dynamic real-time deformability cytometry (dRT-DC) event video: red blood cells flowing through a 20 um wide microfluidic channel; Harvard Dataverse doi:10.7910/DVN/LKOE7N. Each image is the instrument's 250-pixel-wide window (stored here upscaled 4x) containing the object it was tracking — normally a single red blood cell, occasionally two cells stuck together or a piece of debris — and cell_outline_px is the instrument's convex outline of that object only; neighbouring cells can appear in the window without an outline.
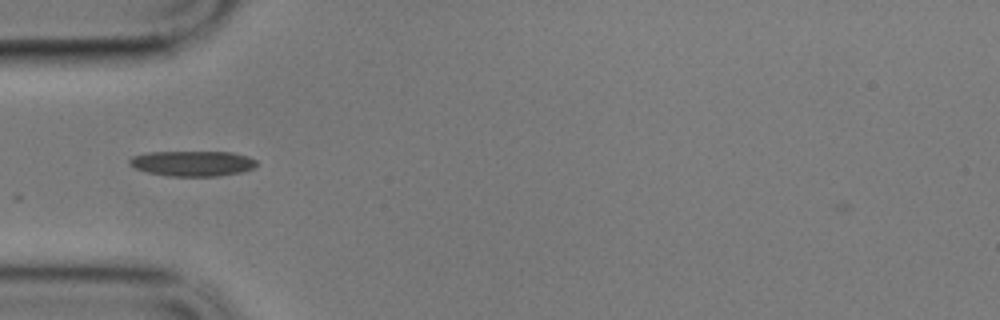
{"species": "common noctule bat (a hibernating species)", "species_latin": "Nyctalus noctula", "temperature_condition": "cold", "stored_images_in_passage": 6, "camera_frame_rate_fps": 3000, "um_per_image_px": 0.085, "animal": {"sex": "male", "body_mass_g": 17.9}, "frame": {"image": 1, "passage_image": 2, "time_ms": 0.333, "image_size_px": [1000, 320], "cell_outline_px": [[256, 164], [252, 168], [240, 172], [216, 176], [168, 176], [148, 172], [136, 168], [128, 164], [128, 160], [132, 156], [148, 152], [232, 152], [248, 156], [256, 160]], "centroid_in_image_um": [16.33, 13.88], "position_along_channel_um": 68.7, "area_um2": 18.67}}
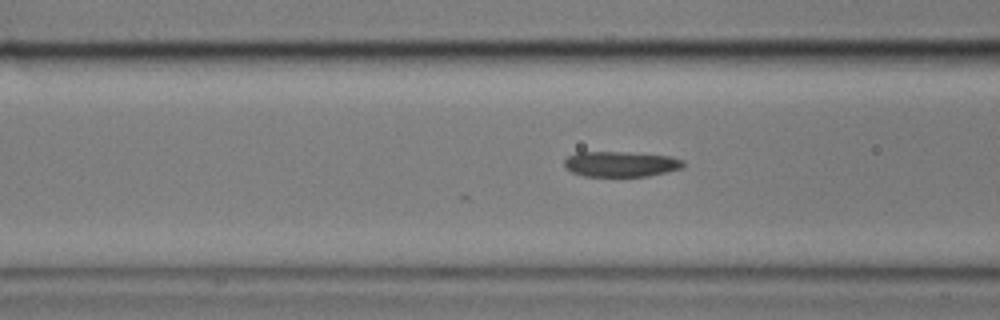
{"frame": {"image": 2, "passage_image": 6, "time_ms": 1.667, "image_size_px": [1000, 320], "cell_outline_px": [[684, 168], [648, 176], [584, 176], [572, 172], [564, 168], [564, 160], [568, 156], [576, 152], [628, 152], [672, 156], [684, 160]], "centroid_in_image_um": [52.78, 13.94], "position_along_channel_um": 113.8, "area_um2": 17.8}}